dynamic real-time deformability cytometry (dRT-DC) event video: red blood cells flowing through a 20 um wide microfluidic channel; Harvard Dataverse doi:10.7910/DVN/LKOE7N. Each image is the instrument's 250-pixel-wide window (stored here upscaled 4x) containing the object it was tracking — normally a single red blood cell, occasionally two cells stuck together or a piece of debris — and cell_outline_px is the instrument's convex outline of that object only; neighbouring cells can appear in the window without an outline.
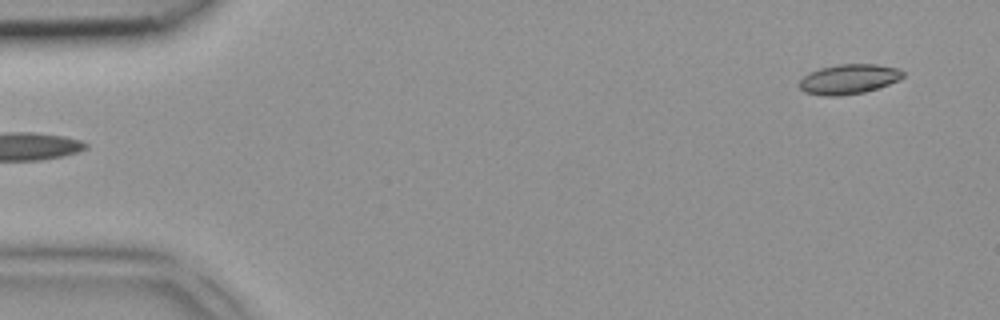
{"species": "common noctule bat (a hibernating species)", "species_latin": "Nyctalus noctula", "temperature_condition": "room temperature", "stored_images_in_passage": 2, "camera_frame_rate_fps": 3000, "um_per_image_px": 0.085, "animal": {"sex": "female", "body_mass_g": 18.4}, "frame": {"image": 1, "passage_image": 2, "time_ms": 0.333, "image_size_px": [1000, 320], "cell_outline_px": [[904, 76], [888, 84], [864, 92], [840, 96], [824, 96], [804, 92], [800, 88], [800, 80], [808, 72], [820, 68], [836, 64], [876, 64], [900, 68], [904, 72]], "centroid_in_image_um": [72.13, 6.72], "position_along_channel_um": 12.9, "area_um2": 18.03}}